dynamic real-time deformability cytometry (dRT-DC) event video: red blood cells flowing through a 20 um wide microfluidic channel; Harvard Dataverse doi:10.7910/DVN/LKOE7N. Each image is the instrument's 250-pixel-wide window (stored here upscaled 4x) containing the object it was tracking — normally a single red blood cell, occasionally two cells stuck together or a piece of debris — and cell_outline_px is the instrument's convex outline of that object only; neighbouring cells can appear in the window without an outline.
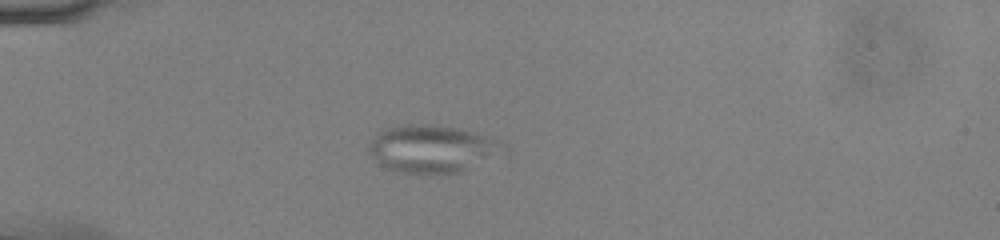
{"species": "common noctule bat (a hibernating species)", "species_latin": "Nyctalus noctula", "temperature_condition": "cold", "stored_images_in_passage": 53, "camera_frame_rate_fps": 3000, "um_per_image_px": 0.085, "animal": {"sex": "male", "body_mass_g": 13.0, "forearm_length_mm": 53.1}, "frame": {"image": 1, "passage_image": 16, "time_ms": 5.0, "image_size_px": [1000, 240], "cell_outline_px": [[500, 144], [468, 172], [400, 172], [388, 168], [380, 164], [368, 152], [368, 144], [376, 132], [380, 128], [396, 124], [432, 124], [460, 128], [496, 140]], "centroid_in_image_um": [36.48, 12.6], "position_along_channel_um": 48.5, "area_um2": 36.07}}
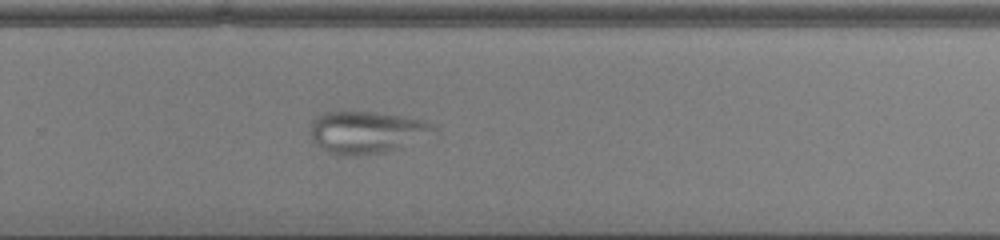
{"frame": {"image": 2, "passage_image": 37, "time_ms": 12.0, "image_size_px": [1000, 240], "cell_outline_px": [[436, 132], [404, 148], [356, 156], [352, 156], [332, 152], [320, 148], [312, 140], [308, 128], [312, 120], [320, 112], [376, 112], [404, 116], [424, 120], [436, 128]], "centroid_in_image_um": [31.15, 11.23], "position_along_channel_um": 298.7, "area_um2": 30.58}}
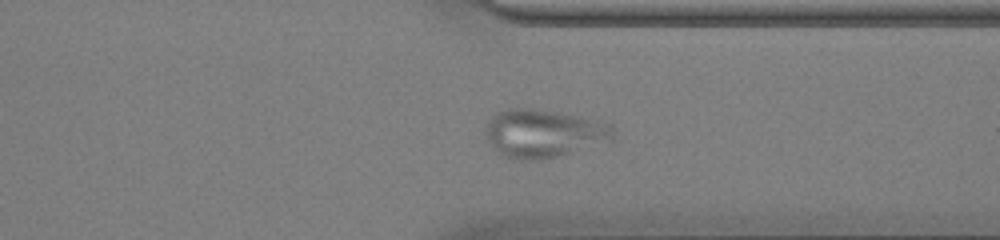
{"frame": {"image": 3, "passage_image": 42, "time_ms": 13.667, "image_size_px": [1000, 240], "cell_outline_px": [[616, 128], [612, 140], [556, 156], [540, 160], [516, 160], [504, 156], [492, 148], [484, 132], [492, 116], [508, 108], [532, 108], [580, 116], [612, 124]], "centroid_in_image_um": [46.2, 11.34], "position_along_channel_um": 365.2, "area_um2": 35.66}}